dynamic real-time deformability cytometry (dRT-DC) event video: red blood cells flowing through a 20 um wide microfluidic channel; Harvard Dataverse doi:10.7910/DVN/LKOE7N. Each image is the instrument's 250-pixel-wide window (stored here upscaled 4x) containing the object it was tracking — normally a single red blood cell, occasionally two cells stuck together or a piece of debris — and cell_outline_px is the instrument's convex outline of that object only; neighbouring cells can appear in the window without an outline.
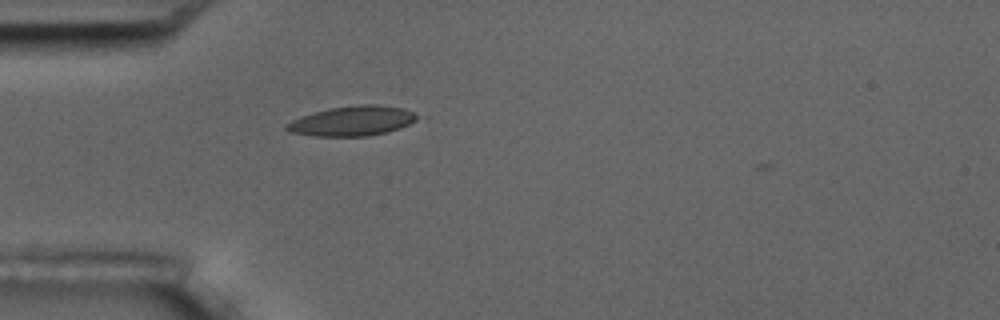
{"species": "common noctule bat (a hibernating species)", "species_latin": "Nyctalus noctula", "temperature_condition": "room temperature", "stored_images_in_passage": 2, "camera_frame_rate_fps": 3000, "um_per_image_px": 0.085, "animal": {"sex": "male", "body_mass_g": 17.5, "forearm_length_mm": 52.3}, "frame": {"image": 1, "passage_image": 2, "time_ms": 1.0, "image_size_px": [1000, 320], "cell_outline_px": [[420, 116], [416, 120], [400, 128], [388, 132], [368, 136], [312, 136], [292, 132], [284, 128], [284, 124], [292, 120], [328, 108], [360, 104], [376, 104], [404, 108]], "centroid_in_image_um": [29.96, 10.28], "position_along_channel_um": 55.0, "area_um2": 22.66}}